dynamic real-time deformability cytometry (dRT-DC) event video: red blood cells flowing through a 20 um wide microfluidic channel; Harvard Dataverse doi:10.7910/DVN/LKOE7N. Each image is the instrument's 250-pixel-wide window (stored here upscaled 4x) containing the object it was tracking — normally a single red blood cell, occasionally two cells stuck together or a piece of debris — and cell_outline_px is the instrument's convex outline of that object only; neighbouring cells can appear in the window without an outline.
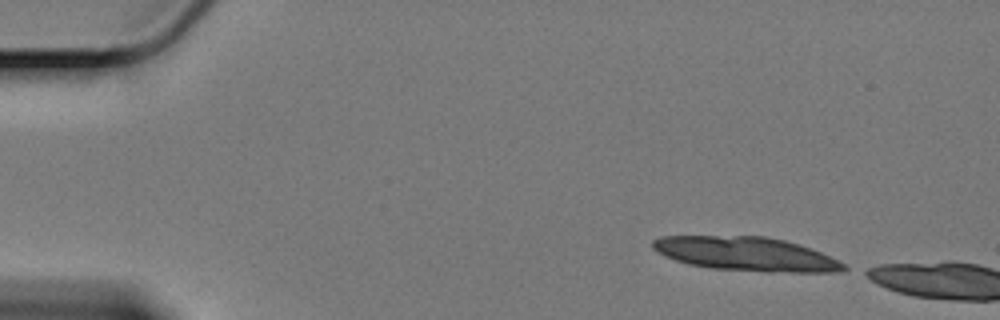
{"species": "Egyptian fruit bat (a non-hibernating species)", "species_latin": "Rousettus aegyptiacus", "temperature_condition": "cold", "stored_images_in_passage": 5, "camera_frame_rate_fps": 3000, "um_per_image_px": 0.085, "animal": {"sex": "female"}, "frame": {"image": 1, "passage_image": 1, "time_ms": 0.0, "image_size_px": [1000, 320], "cell_outline_px": [[848, 268], [840, 272], [768, 272], [712, 268], [692, 264], [676, 260], [652, 248], [652, 240], [660, 236], [764, 236], [784, 240], [800, 244], [812, 248], [844, 264]], "centroid_in_image_um": [63.45, 21.58], "position_along_channel_um": 21.6, "area_um2": 37.45}}